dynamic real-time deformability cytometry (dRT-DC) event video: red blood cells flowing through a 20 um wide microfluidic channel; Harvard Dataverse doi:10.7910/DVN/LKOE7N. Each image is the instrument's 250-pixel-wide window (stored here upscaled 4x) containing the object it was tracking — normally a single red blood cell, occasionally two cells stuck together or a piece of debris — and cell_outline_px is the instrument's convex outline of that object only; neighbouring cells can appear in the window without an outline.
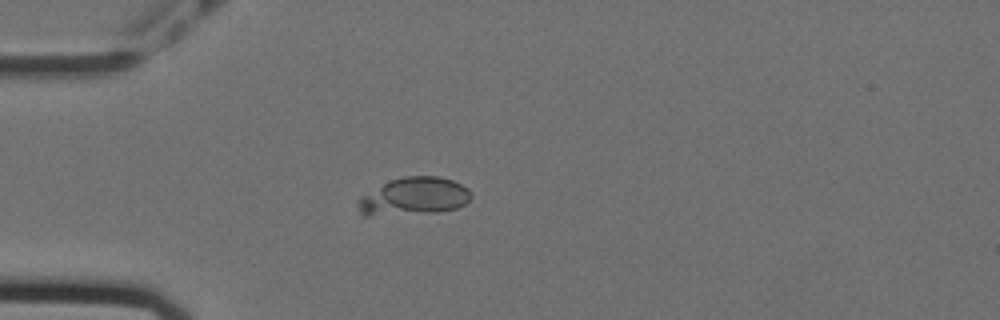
{"species": "Egyptian fruit bat (a non-hibernating species)", "species_latin": "Rousettus aegyptiacus", "temperature_condition": "cold", "stored_images_in_passage": 38, "camera_frame_rate_fps": 3000, "um_per_image_px": 0.085, "animal": {"sex": "female"}, "frame": {"image": 1, "passage_image": 4, "time_ms": 1.0, "image_size_px": [1000, 320], "cell_outline_px": [[472, 196], [464, 204], [456, 208], [440, 212], [368, 216], [364, 216], [360, 212], [356, 204], [360, 196], [392, 180], [404, 176], [436, 176], [452, 180], [468, 188], [472, 192]], "centroid_in_image_um": [35.18, 16.71], "position_along_channel_um": 49.8, "area_um2": 24.8}}
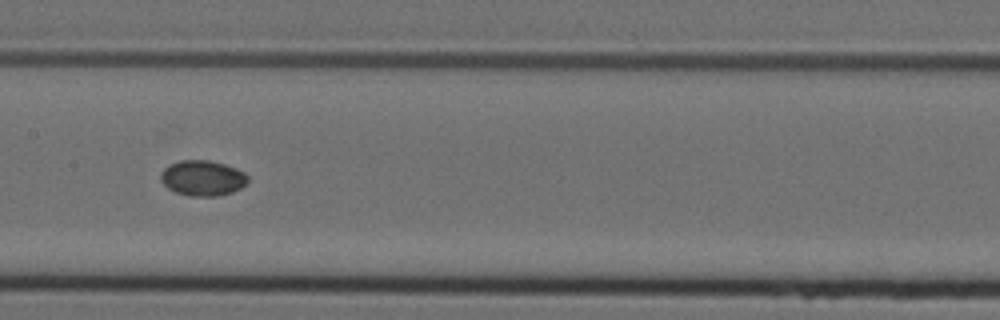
{"frame": {"image": 2, "passage_image": 17, "time_ms": 5.333, "image_size_px": [1000, 320], "cell_outline_px": [[248, 180], [240, 188], [232, 192], [220, 196], [188, 196], [176, 192], [168, 188], [160, 180], [160, 176], [164, 168], [168, 164], [180, 160], [208, 160], [224, 164], [236, 168], [244, 172], [248, 176]], "centroid_in_image_um": [17.21, 15.13], "position_along_channel_um": 190.2, "area_um2": 18.03}}
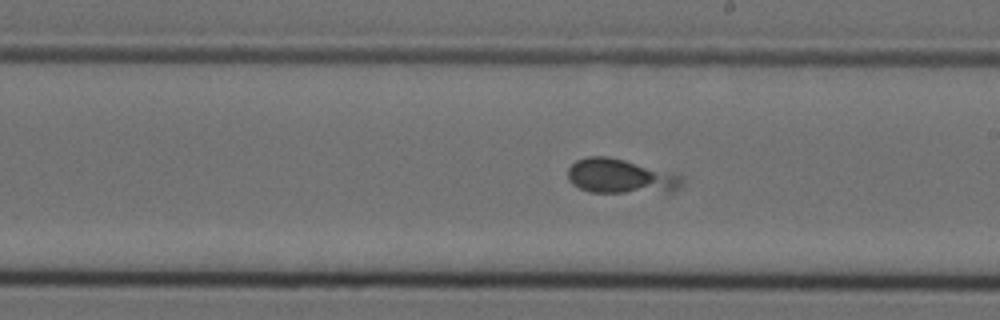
{"frame": {"image": 3, "passage_image": 21, "time_ms": 6.667, "image_size_px": [1000, 320], "cell_outline_px": [[684, 180], [680, 188], [672, 192], [588, 192], [572, 184], [568, 180], [568, 168], [576, 160], [588, 156], [608, 156], [624, 160], [684, 176]], "centroid_in_image_um": [52.75, 14.99], "position_along_channel_um": 236.3, "area_um2": 23.0}}